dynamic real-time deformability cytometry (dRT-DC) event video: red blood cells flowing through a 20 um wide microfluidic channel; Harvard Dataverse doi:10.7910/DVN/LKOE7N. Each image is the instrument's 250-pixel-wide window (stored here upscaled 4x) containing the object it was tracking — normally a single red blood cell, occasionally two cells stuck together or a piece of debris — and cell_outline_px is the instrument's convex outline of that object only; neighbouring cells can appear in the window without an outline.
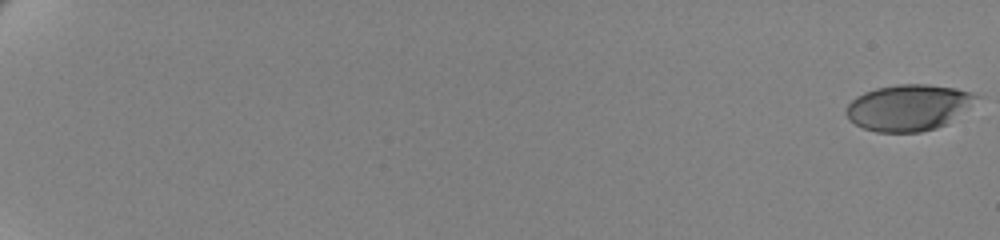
{"species": "human", "species_latin": "Homo sapiens", "temperature_condition": "cold", "stored_images_in_passage": 61, "camera_frame_rate_fps": 3000, "um_per_image_px": 0.085, "donor": {"sex": "female"}, "frame": {"image": 1, "passage_image": 1, "time_ms": 0.0, "image_size_px": [1000, 240], "cell_outline_px": [[984, 96], [944, 124], [936, 128], [920, 132], [876, 132], [864, 128], [848, 120], [844, 112], [848, 104], [856, 96], [864, 92], [876, 88], [896, 84], [928, 84], [956, 88], [972, 92]], "centroid_in_image_um": [77.21, 9.12], "position_along_channel_um": 7.8, "area_um2": 35.08}}
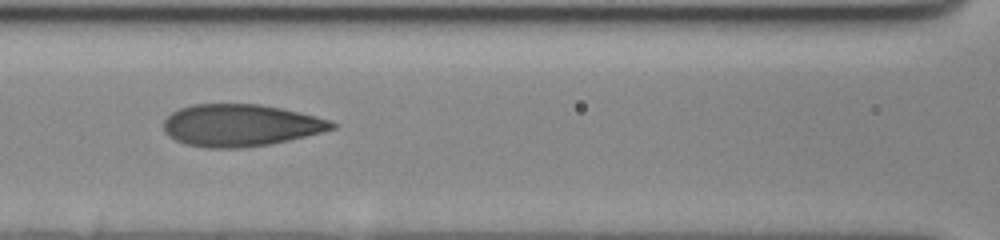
{"frame": {"image": 2, "passage_image": 33, "time_ms": 10.667, "image_size_px": [1000, 240], "cell_outline_px": [[336, 128], [288, 140], [268, 144], [244, 148], [204, 148], [184, 144], [168, 136], [164, 132], [164, 120], [172, 112], [180, 108], [192, 104], [260, 104], [280, 108], [316, 116], [332, 120], [336, 124]], "centroid_in_image_um": [20.41, 10.65], "position_along_channel_um": 146.2, "area_um2": 41.27}}
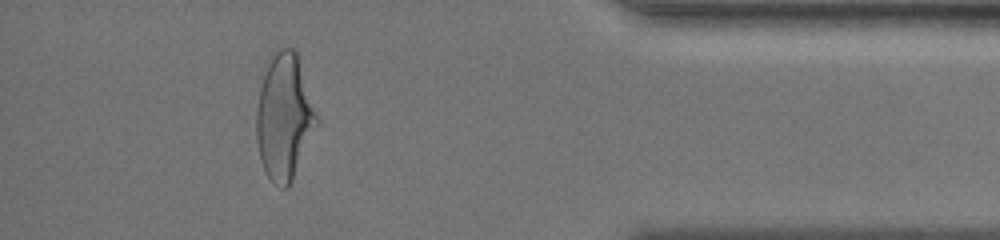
{"frame": {"image": 3, "passage_image": 58, "time_ms": 19.0, "image_size_px": [1000, 240], "cell_outline_px": [[320, 120], [292, 180], [288, 188], [280, 188], [268, 176], [260, 160], [256, 140], [256, 108], [260, 88], [268, 56], [272, 52], [280, 48], [292, 48], [296, 52]], "centroid_in_image_um": [24.15, 9.92], "position_along_channel_um": 411.0, "area_um2": 44.39}}